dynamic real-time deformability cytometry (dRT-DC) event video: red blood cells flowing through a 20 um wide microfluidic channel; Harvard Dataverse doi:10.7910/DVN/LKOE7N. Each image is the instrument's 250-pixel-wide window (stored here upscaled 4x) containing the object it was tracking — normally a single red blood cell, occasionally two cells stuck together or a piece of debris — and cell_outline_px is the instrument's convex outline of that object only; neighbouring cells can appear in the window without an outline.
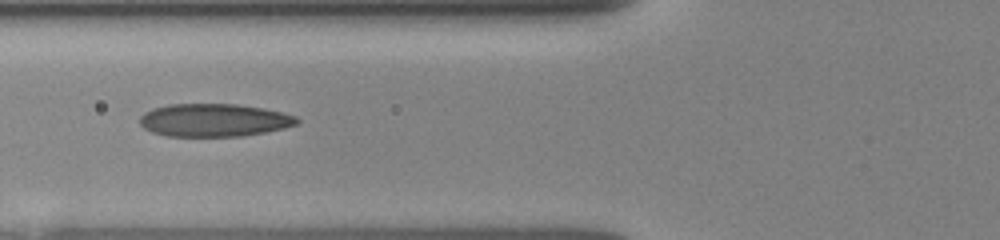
{"species": "human", "species_latin": "Homo sapiens", "temperature_condition": "room temperature", "stored_images_in_passage": 9, "camera_frame_rate_fps": 3000, "um_per_image_px": 0.085, "donor": {"sex": "female"}, "frame": {"image": 1, "passage_image": 8, "time_ms": 7.0, "image_size_px": [1000, 240], "cell_outline_px": [[300, 120], [296, 124], [284, 128], [264, 132], [240, 136], [164, 136], [152, 132], [144, 128], [140, 124], [140, 116], [144, 112], [152, 108], [168, 104], [236, 104], [264, 108], [296, 116]], "centroid_in_image_um": [18.16, 10.21], "position_along_channel_um": 107.6, "area_um2": 30.17}}